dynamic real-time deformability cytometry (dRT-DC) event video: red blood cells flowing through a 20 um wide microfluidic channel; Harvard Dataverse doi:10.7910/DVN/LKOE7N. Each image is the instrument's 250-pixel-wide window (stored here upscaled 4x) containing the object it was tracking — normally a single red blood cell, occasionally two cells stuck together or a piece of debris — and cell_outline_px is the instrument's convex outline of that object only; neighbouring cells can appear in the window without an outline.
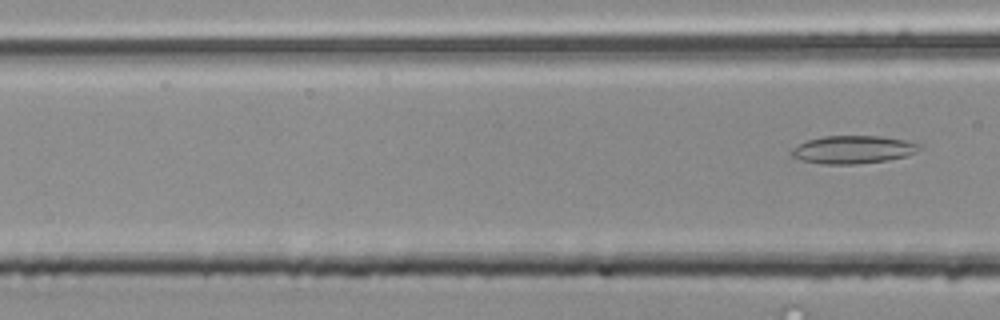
{"species": "common noctule bat (a hibernating species)", "species_latin": "Nyctalus noctula", "temperature_condition": "room temperature", "stored_images_in_passage": 5, "segment_of_instrument_passage": [2, 2], "camera_frame_rate_fps": 3000, "um_per_image_px": 0.085, "animal": {"sex": "male", "body_mass_g": 20.4}, "frame": {"image": 1, "passage_image": 5, "time_ms": 1.333, "image_size_px": [1000, 320], "cell_outline_px": [[920, 148], [916, 152], [908, 156], [888, 160], [856, 164], [824, 164], [800, 160], [792, 156], [792, 148], [808, 140], [824, 136], [880, 136], [908, 140], [920, 144]], "centroid_in_image_um": [72.55, 12.71], "position_along_channel_um": 94.1, "area_um2": 20.81}}